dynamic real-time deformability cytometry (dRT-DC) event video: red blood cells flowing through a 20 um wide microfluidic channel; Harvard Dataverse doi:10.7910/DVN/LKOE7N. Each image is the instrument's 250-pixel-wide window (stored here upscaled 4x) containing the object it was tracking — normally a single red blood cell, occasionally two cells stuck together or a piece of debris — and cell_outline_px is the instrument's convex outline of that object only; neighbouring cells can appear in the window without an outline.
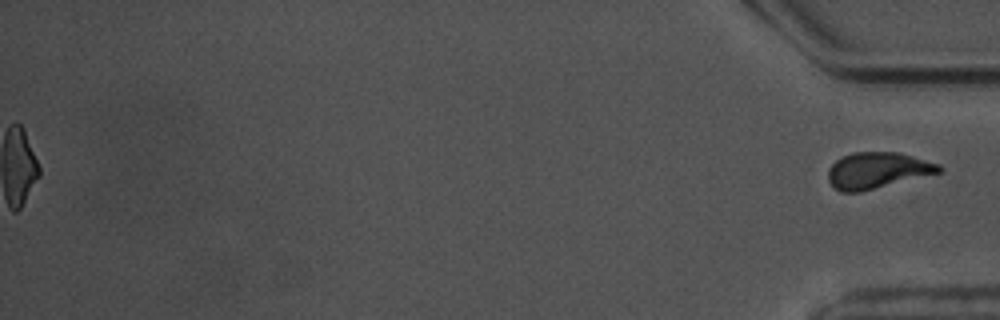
{"species": "common noctule bat (a hibernating species)", "species_latin": "Nyctalus noctula", "temperature_condition": "warm", "stored_images_in_passage": 43, "segment_of_instrument_passage": [2, 2], "camera_frame_rate_fps": 3000, "um_per_image_px": 0.085, "animal": {"sex": "male", "body_mass_g": 17.5, "forearm_length_mm": 52.3}, "frame": {"image": 1, "passage_image": 43, "time_ms": 14.0, "image_size_px": [1000, 320], "cell_outline_px": [[944, 172], [860, 192], [840, 192], [828, 180], [828, 168], [836, 160], [852, 152], [900, 152], [940, 164], [944, 168]], "centroid_in_image_um": [74.63, 14.48], "position_along_channel_um": 360.6, "area_um2": 23.64}}